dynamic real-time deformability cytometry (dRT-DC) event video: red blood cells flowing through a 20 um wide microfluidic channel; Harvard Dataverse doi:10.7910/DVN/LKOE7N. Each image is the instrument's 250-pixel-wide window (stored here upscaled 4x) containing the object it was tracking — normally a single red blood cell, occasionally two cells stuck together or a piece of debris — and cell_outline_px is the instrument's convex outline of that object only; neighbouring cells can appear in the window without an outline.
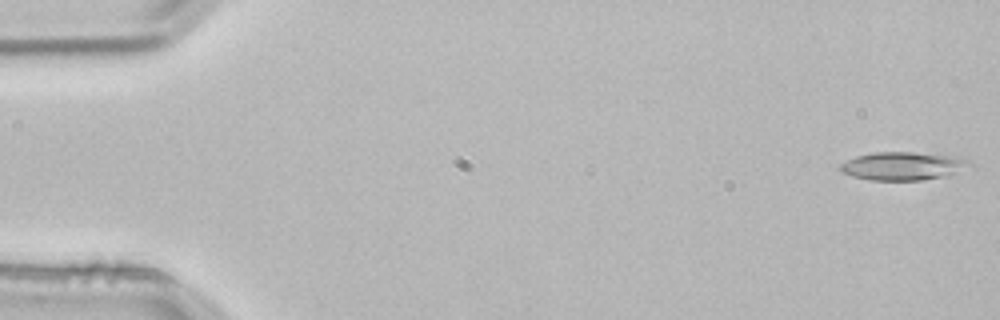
{"species": "common noctule bat (a hibernating species)", "species_latin": "Nyctalus noctula", "temperature_condition": "room temperature", "stored_images_in_passage": 4, "camera_frame_rate_fps": 3000, "um_per_image_px": 0.085, "animal": {"sex": "male", "body_mass_g": 21.5, "forearm_length_mm": 52.0}, "frame": {"image": 1, "passage_image": 1, "time_ms": 0.0, "image_size_px": [1000, 320], "cell_outline_px": [[976, 168], [948, 176], [920, 180], [868, 180], [852, 176], [840, 172], [840, 164], [856, 156], [876, 152], [912, 152], [948, 156], [972, 160], [976, 164]], "centroid_in_image_um": [76.87, 14.12], "position_along_channel_um": 8.1, "area_um2": 21.68}}
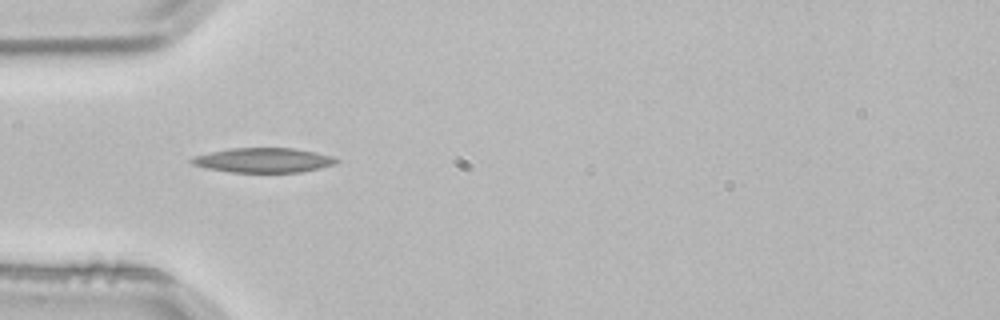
{"frame": {"image": 2, "passage_image": 4, "time_ms": 1.0, "image_size_px": [1000, 320], "cell_outline_px": [[340, 160], [336, 164], [320, 168], [300, 172], [228, 172], [208, 168], [192, 164], [188, 160], [192, 156], [232, 148], [292, 148], [316, 152], [332, 156]], "centroid_in_image_um": [22.4, 13.62], "position_along_channel_um": 62.6, "area_um2": 20.75}}